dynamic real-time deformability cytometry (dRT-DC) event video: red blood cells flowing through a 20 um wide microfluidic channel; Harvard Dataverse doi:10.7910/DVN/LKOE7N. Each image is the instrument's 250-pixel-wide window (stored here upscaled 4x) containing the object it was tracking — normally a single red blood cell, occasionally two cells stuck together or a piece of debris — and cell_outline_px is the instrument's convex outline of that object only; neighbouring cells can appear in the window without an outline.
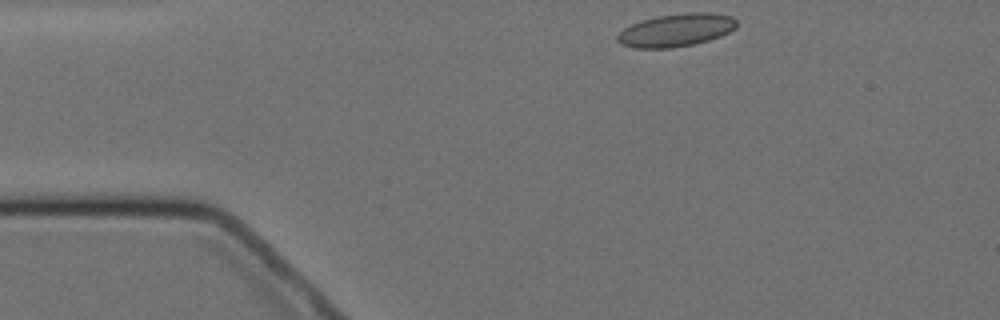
{"species": "Egyptian fruit bat (a non-hibernating species)", "species_latin": "Rousettus aegyptiacus", "temperature_condition": "cold", "stored_images_in_passage": 4, "camera_frame_rate_fps": 3000, "um_per_image_px": 0.085, "animal": {"sex": "female"}, "frame": {"image": 1, "passage_image": 1, "time_ms": 0.0, "image_size_px": [1000, 320], "cell_outline_px": [[736, 28], [720, 36], [708, 40], [692, 44], [672, 48], [636, 48], [620, 44], [616, 40], [616, 36], [624, 28], [640, 20], [656, 16], [688, 12], [708, 12], [732, 16], [736, 20]], "centroid_in_image_um": [57.45, 2.55], "position_along_channel_um": 27.6, "area_um2": 22.89}}
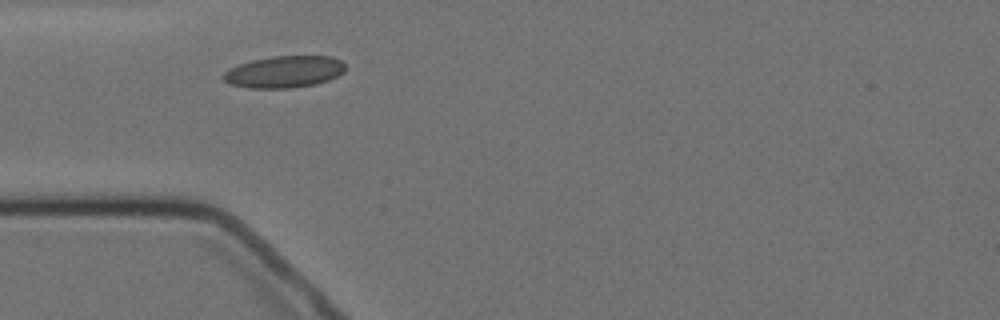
{"frame": {"image": 2, "passage_image": 3, "time_ms": 2.333, "image_size_px": [1000, 320], "cell_outline_px": [[344, 72], [328, 80], [316, 84], [292, 88], [248, 88], [228, 84], [220, 76], [228, 68], [252, 60], [272, 56], [332, 56], [340, 60], [344, 64]], "centroid_in_image_um": [24.12, 6.11], "position_along_channel_um": 60.9, "area_um2": 22.77}}
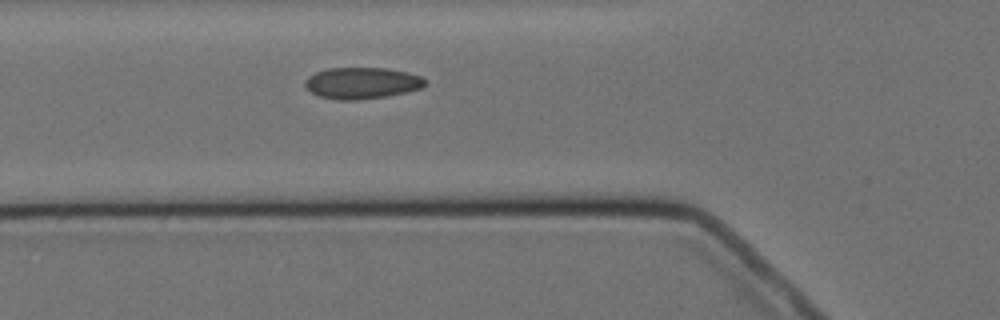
{"frame": {"image": 3, "passage_image": 4, "time_ms": 3.333, "image_size_px": [1000, 320], "cell_outline_px": [[428, 84], [420, 88], [388, 96], [356, 100], [340, 100], [320, 96], [312, 92], [304, 84], [304, 80], [308, 76], [316, 72], [328, 68], [388, 68], [408, 72], [420, 76], [428, 80]], "centroid_in_image_um": [30.79, 7.05], "position_along_channel_um": 95.0, "area_um2": 22.02}}